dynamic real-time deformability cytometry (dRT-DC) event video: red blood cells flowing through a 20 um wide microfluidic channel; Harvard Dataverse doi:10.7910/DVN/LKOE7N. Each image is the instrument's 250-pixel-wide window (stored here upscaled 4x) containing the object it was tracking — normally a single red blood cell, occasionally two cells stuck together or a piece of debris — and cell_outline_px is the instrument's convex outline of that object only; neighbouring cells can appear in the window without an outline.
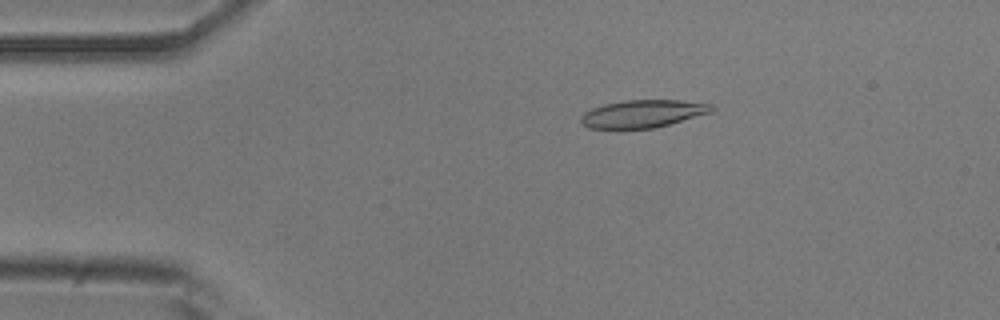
{"species": "common noctule bat (a hibernating species)", "species_latin": "Nyctalus noctula", "temperature_condition": "room temperature", "stored_images_in_passage": 20, "camera_frame_rate_fps": 3000, "um_per_image_px": 0.085, "animal": {"sex": "male", "body_mass_g": 20.5, "forearm_length_mm": 52.5}, "frame": {"image": 1, "passage_image": 10, "time_ms": 3.0, "image_size_px": [1000, 320], "cell_outline_px": [[716, 108], [712, 112], [668, 124], [652, 128], [588, 128], [580, 124], [580, 116], [584, 112], [592, 108], [604, 104], [624, 100], [680, 100], [712, 104]], "centroid_in_image_um": [54.61, 9.66], "position_along_channel_um": 30.4, "area_um2": 21.04}}
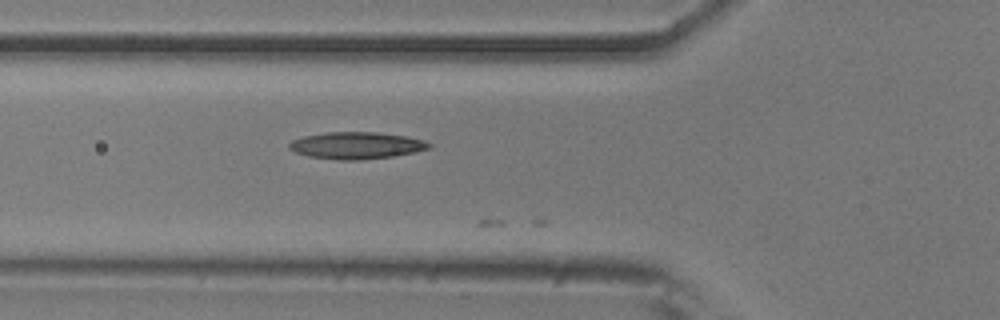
{"frame": {"image": 2, "passage_image": 19, "time_ms": 6.0, "image_size_px": [1000, 320], "cell_outline_px": [[432, 148], [416, 152], [392, 156], [360, 160], [340, 160], [308, 156], [296, 152], [288, 148], [288, 144], [292, 140], [304, 136], [328, 132], [376, 132], [408, 136], [424, 140], [432, 144]], "centroid_in_image_um": [30.33, 12.36], "position_along_channel_um": 95.5, "area_um2": 22.02}}